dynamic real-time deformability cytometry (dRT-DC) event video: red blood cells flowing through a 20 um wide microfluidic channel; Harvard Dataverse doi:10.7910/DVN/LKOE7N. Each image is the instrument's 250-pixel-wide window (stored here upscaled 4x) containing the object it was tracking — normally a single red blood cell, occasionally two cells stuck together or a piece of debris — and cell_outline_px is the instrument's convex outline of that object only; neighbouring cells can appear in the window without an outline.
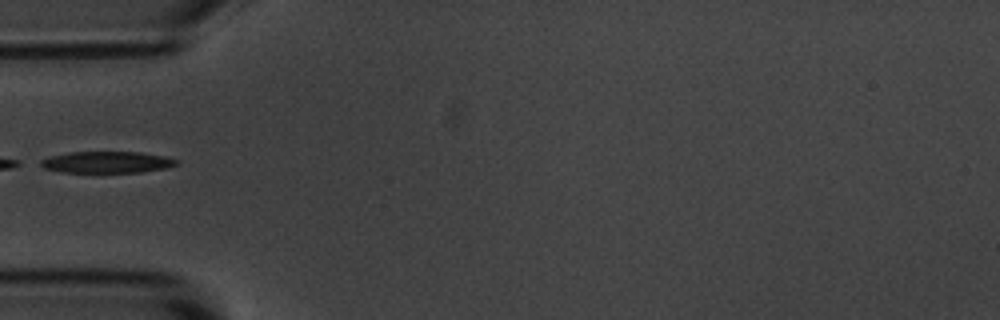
{"species": "common noctule bat (a hibernating species)", "species_latin": "Nyctalus noctula", "temperature_condition": "room temperature", "stored_images_in_passage": 18, "camera_frame_rate_fps": 3000, "um_per_image_px": 0.085, "animal": {"sex": "male", "body_mass_g": 20.1, "forearm_length_mm": 53.5}, "frame": {"image": 1, "passage_image": 1, "time_ms": 0.0, "image_size_px": [1000, 320], "cell_outline_px": [[180, 164], [164, 168], [140, 172], [64, 172], [44, 168], [36, 164], [40, 160], [52, 156], [68, 152], [140, 152], [168, 156], [180, 160]], "centroid_in_image_um": [9.12, 13.78], "position_along_channel_um": 75.9, "area_um2": 17.17}}